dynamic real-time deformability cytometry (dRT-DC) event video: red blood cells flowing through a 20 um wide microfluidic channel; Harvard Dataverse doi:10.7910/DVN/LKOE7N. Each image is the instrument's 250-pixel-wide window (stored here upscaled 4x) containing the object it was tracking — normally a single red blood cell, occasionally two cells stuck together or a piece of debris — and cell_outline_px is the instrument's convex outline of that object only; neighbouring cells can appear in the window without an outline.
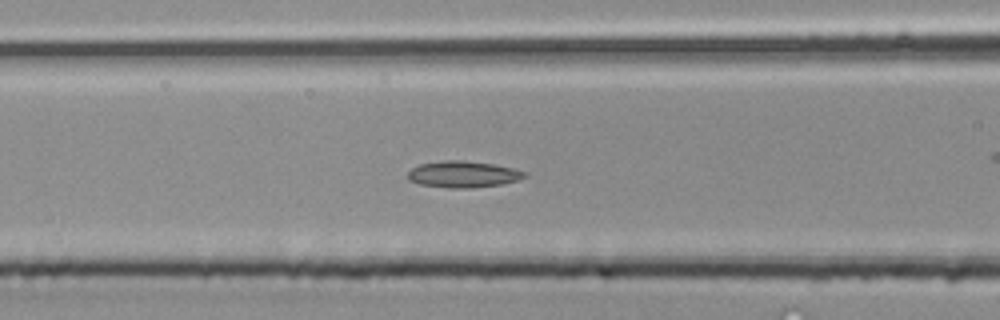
{"species": "common noctule bat (a hibernating species)", "species_latin": "Nyctalus noctula", "temperature_condition": "room temperature", "stored_images_in_passage": 37, "camera_frame_rate_fps": 3000, "um_per_image_px": 0.085, "animal": {"sex": "male", "body_mass_g": 20.4}, "frame": {"image": 1, "passage_image": 11, "time_ms": 3.333, "image_size_px": [1000, 320], "cell_outline_px": [[528, 176], [516, 180], [500, 184], [472, 188], [452, 188], [420, 184], [408, 180], [408, 172], [412, 168], [420, 164], [444, 160], [460, 160], [492, 164], [512, 168], [528, 172]], "centroid_in_image_um": [39.36, 14.81], "position_along_channel_um": 127.2, "area_um2": 17.86}}
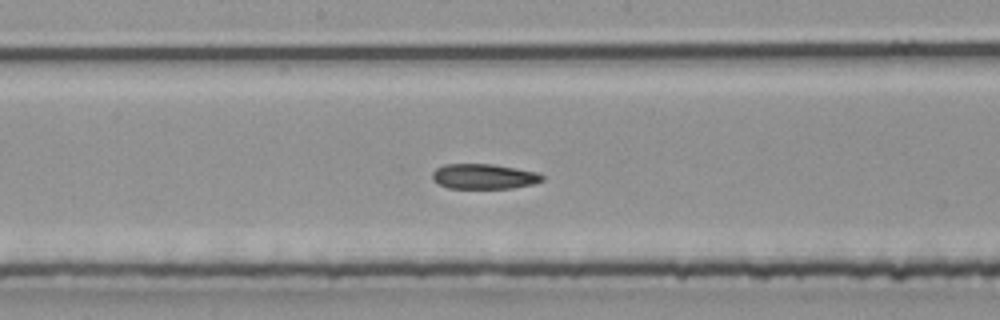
{"frame": {"image": 2, "passage_image": 16, "time_ms": 5.0, "image_size_px": [1000, 320], "cell_outline_px": [[544, 180], [532, 184], [512, 188], [448, 188], [432, 180], [432, 172], [436, 168], [444, 164], [492, 164], [536, 172], [544, 176]], "centroid_in_image_um": [41.1, 15.0], "position_along_channel_um": 207.1, "area_um2": 16.01}}